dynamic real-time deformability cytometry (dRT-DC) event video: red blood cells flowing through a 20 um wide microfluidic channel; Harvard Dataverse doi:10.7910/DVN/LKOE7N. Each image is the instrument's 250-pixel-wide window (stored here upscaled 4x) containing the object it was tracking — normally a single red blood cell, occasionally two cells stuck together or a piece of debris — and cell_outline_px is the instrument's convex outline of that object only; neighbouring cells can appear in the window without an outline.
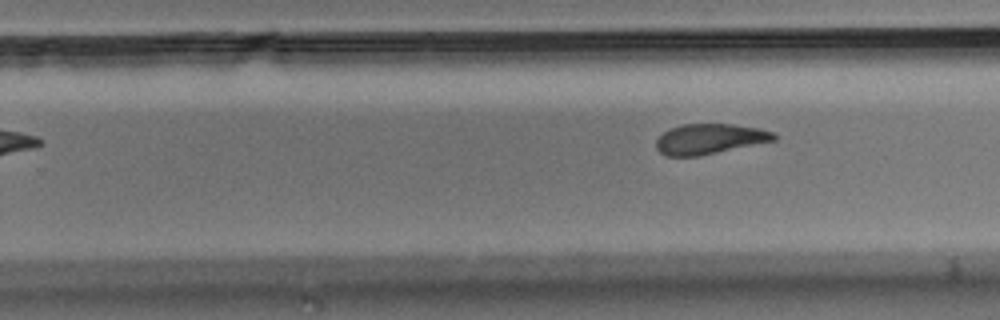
{"species": "Egyptian fruit bat (a non-hibernating species)", "species_latin": "Rousettus aegyptiacus", "temperature_condition": "room temperature", "stored_images_in_passage": 9, "camera_frame_rate_fps": 3000, "um_per_image_px": 0.085, "animal": {"sex": "male"}, "frame": {"image": 1, "passage_image": 9, "time_ms": 2.667, "image_size_px": [1000, 320], "cell_outline_px": [[776, 140], [700, 156], [664, 156], [656, 148], [656, 140], [664, 132], [672, 128], [684, 124], [732, 124], [760, 128], [772, 132], [776, 136]], "centroid_in_image_um": [60.31, 11.82], "position_along_channel_um": 269.5, "area_um2": 20.69}}